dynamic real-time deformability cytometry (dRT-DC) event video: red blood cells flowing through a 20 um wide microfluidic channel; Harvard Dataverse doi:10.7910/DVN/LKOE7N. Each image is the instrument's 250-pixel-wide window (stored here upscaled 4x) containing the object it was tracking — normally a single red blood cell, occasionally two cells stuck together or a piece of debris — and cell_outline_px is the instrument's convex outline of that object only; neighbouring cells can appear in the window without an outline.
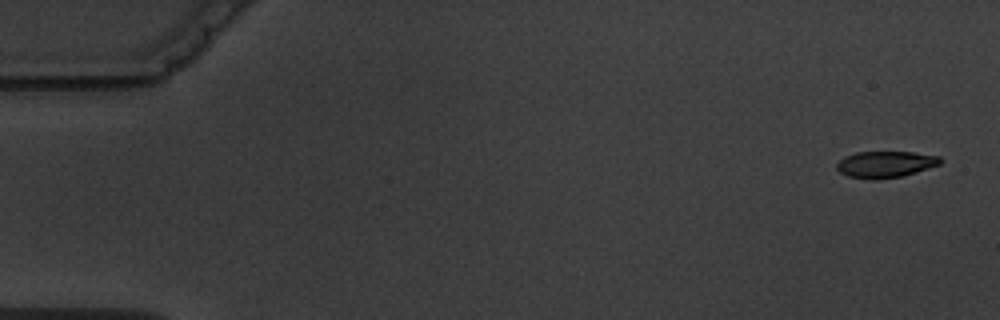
{"species": "common noctule bat (a hibernating species)", "species_latin": "Nyctalus noctula", "temperature_condition": "warm", "stored_images_in_passage": 3, "camera_frame_rate_fps": 3000, "um_per_image_px": 0.085, "animal": {"sex": "male", "body_mass_g": 19.5, "forearm_length_mm": 54.6}, "frame": {"image": 1, "passage_image": 1, "time_ms": 0.0, "image_size_px": [1000, 320], "cell_outline_px": [[940, 164], [904, 176], [876, 180], [872, 180], [848, 176], [840, 172], [836, 168], [836, 164], [844, 156], [856, 152], [912, 152], [940, 156]], "centroid_in_image_um": [75.23, 13.97], "position_along_channel_um": 9.8, "area_um2": 16.01}}